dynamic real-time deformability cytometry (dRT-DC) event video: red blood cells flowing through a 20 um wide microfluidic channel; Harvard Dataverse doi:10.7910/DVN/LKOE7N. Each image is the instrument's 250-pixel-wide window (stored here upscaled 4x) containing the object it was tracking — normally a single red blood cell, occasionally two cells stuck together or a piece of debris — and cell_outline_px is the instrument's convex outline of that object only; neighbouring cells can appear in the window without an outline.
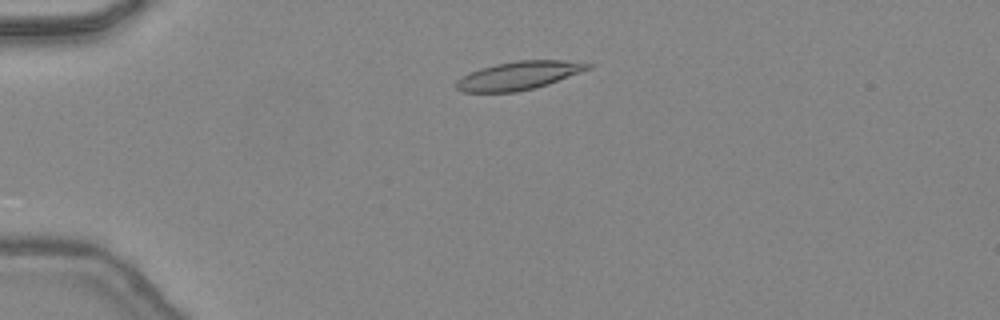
{"species": "common noctule bat (a hibernating species)", "species_latin": "Nyctalus noctula", "temperature_condition": "warm", "stored_images_in_passage": 44, "camera_frame_rate_fps": 3000, "um_per_image_px": 0.085, "animal": {"sex": "female", "body_mass_g": 24.6, "forearm_length_mm": 56.2}, "frame": {"image": 1, "passage_image": 9, "time_ms": 2.667, "image_size_px": [1000, 320], "cell_outline_px": [[592, 68], [548, 84], [536, 88], [516, 92], [464, 92], [456, 88], [456, 80], [468, 72], [480, 68], [496, 64], [516, 60], [564, 60], [592, 64]], "centroid_in_image_um": [44.08, 6.42], "position_along_channel_um": 40.9, "area_um2": 21.79}}
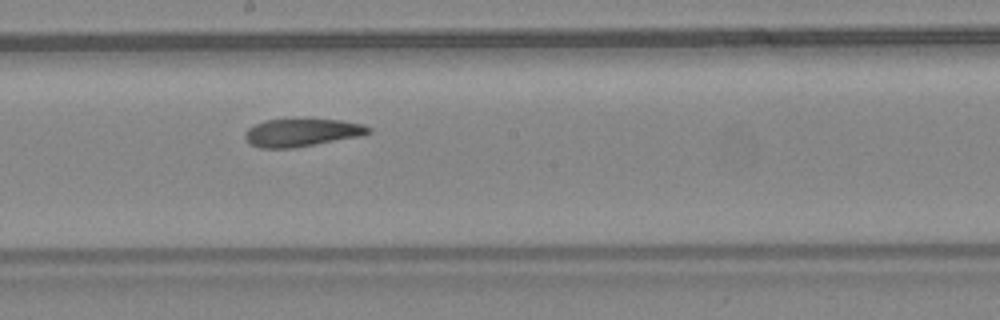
{"frame": {"image": 2, "passage_image": 24, "time_ms": 7.667, "image_size_px": [1000, 320], "cell_outline_px": [[372, 132], [360, 136], [292, 148], [260, 148], [252, 144], [244, 136], [244, 132], [248, 128], [264, 120], [296, 116], [312, 116], [340, 120], [364, 124], [372, 128]], "centroid_in_image_um": [25.68, 11.19], "position_along_channel_um": 222.5, "area_um2": 21.04}}
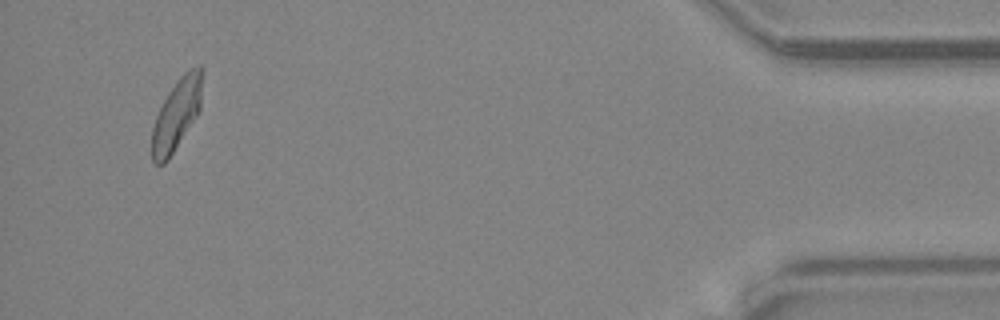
{"frame": {"image": 3, "passage_image": 42, "time_ms": 13.667, "image_size_px": [1000, 320], "cell_outline_px": [[204, 68], [200, 112], [168, 160], [164, 164], [156, 164], [152, 160], [152, 128], [156, 116], [168, 92], [176, 80], [184, 72], [200, 64]], "centroid_in_image_um": [15.05, 9.69], "position_along_channel_um": 420.1, "area_um2": 21.21}, "authors_computed_cell_mechanics": {"area_um2": 21.0392, "velocity_mm_per_s": 4.4466, "shape_relaxation_time_tau1_ms": 8.6691, "shape_relaxation_time_tau2_ms": 1.6182, "deformation_change_tau1": 0.2389, "deformation_change_tau2": 0.0851}}